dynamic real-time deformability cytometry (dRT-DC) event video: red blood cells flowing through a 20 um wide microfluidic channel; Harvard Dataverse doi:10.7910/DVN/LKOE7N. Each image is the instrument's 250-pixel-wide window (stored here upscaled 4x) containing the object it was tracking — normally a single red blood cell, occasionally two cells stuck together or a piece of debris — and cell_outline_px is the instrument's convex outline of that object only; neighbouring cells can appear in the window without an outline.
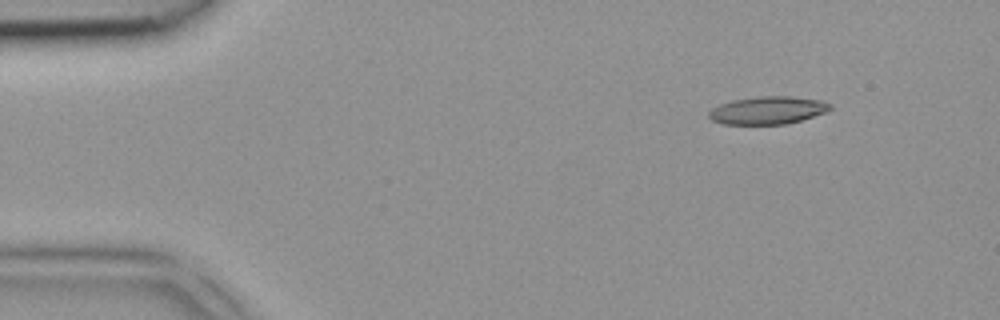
{"species": "common noctule bat (a hibernating species)", "species_latin": "Nyctalus noctula", "temperature_condition": "room temperature", "stored_images_in_passage": 3, "camera_frame_rate_fps": 3000, "um_per_image_px": 0.085, "animal": {"sex": "female", "body_mass_g": 18.4}, "frame": {"image": 1, "passage_image": 2, "time_ms": 0.333, "image_size_px": [1000, 320], "cell_outline_px": [[832, 108], [828, 112], [800, 120], [784, 124], [724, 124], [712, 120], [708, 116], [708, 112], [712, 108], [720, 104], [732, 100], [756, 96], [792, 96], [824, 100], [832, 104]], "centroid_in_image_um": [65.29, 9.36], "position_along_channel_um": 19.7, "area_um2": 19.83}}
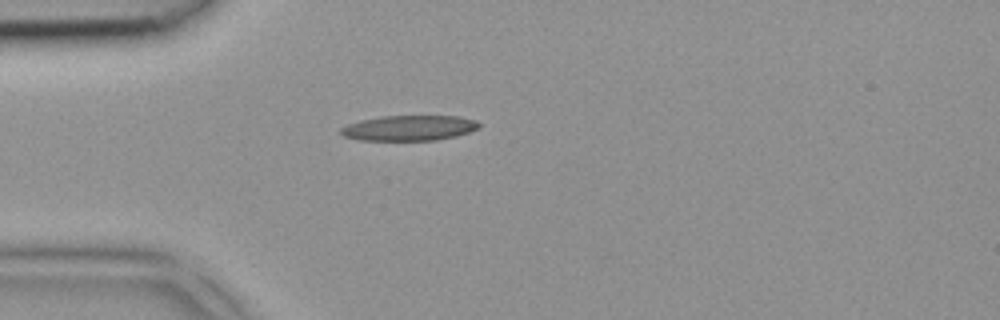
{"frame": {"image": 2, "passage_image": 3, "time_ms": 0.667, "image_size_px": [1000, 320], "cell_outline_px": [[480, 128], [456, 136], [436, 140], [360, 140], [344, 136], [340, 132], [340, 128], [348, 124], [360, 120], [380, 116], [460, 116], [476, 120], [480, 124]], "centroid_in_image_um": [34.79, 10.87], "position_along_channel_um": 50.2, "area_um2": 20.4}}